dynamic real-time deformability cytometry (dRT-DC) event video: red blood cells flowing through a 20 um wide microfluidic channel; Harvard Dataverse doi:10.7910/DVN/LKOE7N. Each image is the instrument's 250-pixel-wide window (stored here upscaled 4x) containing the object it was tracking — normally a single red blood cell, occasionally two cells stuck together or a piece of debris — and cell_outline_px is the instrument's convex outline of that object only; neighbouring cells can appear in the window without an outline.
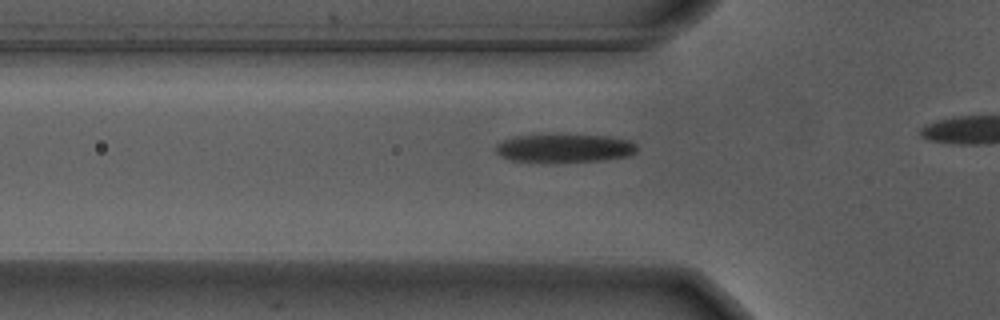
{"species": "Egyptian fruit bat (a non-hibernating species)", "species_latin": "Rousettus aegyptiacus", "temperature_condition": "warm", "stored_images_in_passage": 14, "camera_frame_rate_fps": 3000, "um_per_image_px": 0.085, "animal": {"sex": "male"}, "frame": {"image": 1, "passage_image": 8, "time_ms": 2.333, "image_size_px": [1000, 320], "cell_outline_px": [[636, 152], [628, 156], [604, 160], [552, 164], [512, 160], [496, 152], [496, 144], [504, 140], [516, 136], [608, 136], [632, 140], [636, 144]], "centroid_in_image_um": [48.02, 12.64], "position_along_channel_um": 77.8, "area_um2": 23.41}}
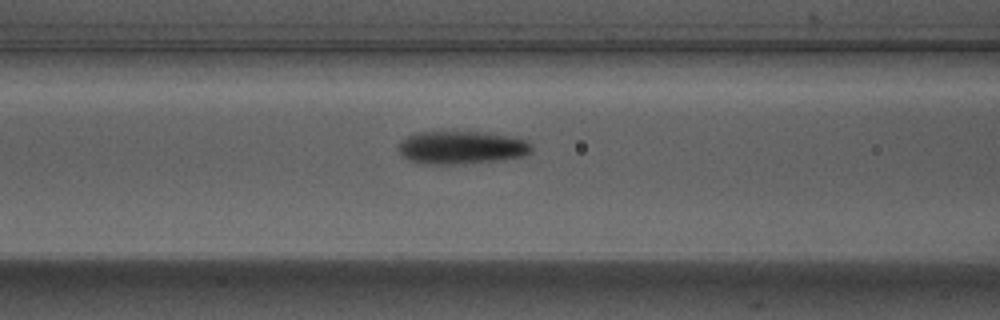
{"frame": {"image": 2, "passage_image": 12, "time_ms": 3.667, "image_size_px": [1000, 320], "cell_outline_px": [[532, 148], [524, 156], [496, 160], [456, 164], [416, 164], [408, 160], [400, 152], [400, 140], [416, 132], [480, 132], [504, 136], [524, 140], [532, 144]], "centroid_in_image_um": [39.16, 12.55], "position_along_channel_um": 127.4, "area_um2": 25.2}}